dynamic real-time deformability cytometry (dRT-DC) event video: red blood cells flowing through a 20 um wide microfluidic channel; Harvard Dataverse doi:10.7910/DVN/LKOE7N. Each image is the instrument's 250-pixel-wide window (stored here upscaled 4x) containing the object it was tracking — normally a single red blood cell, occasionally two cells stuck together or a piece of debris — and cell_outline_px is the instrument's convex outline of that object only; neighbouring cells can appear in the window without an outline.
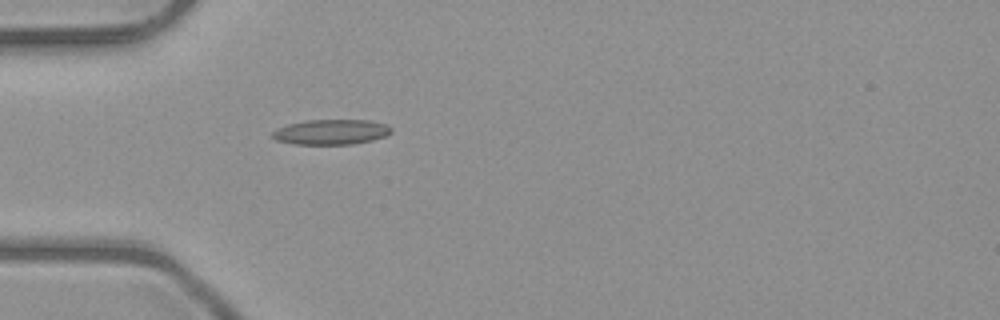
{"species": "common noctule bat (a hibernating species)", "species_latin": "Nyctalus noctula", "temperature_condition": "room temperature", "stored_images_in_passage": 37, "camera_frame_rate_fps": 3000, "um_per_image_px": 0.085, "animal": {"sex": "male", "body_mass_g": 23.1, "forearm_length_mm": 52.7}, "frame": {"image": 1, "passage_image": 1, "time_ms": 0.0, "image_size_px": [1000, 320], "cell_outline_px": [[392, 132], [384, 136], [372, 140], [352, 144], [292, 144], [276, 140], [272, 136], [272, 132], [276, 128], [288, 124], [308, 120], [368, 120], [388, 124], [392, 128]], "centroid_in_image_um": [28.15, 11.21], "position_along_channel_um": 56.9, "area_um2": 17.46}}
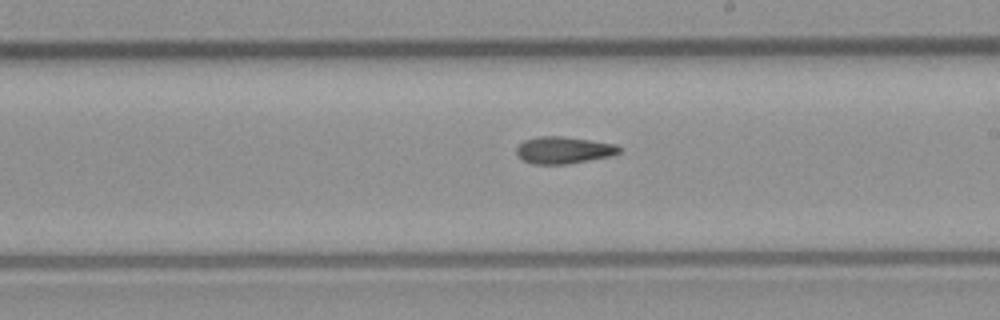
{"frame": {"image": 2, "passage_image": 15, "time_ms": 4.667, "image_size_px": [1000, 320], "cell_outline_px": [[624, 148], [620, 152], [612, 156], [564, 164], [532, 164], [516, 156], [516, 148], [524, 140], [540, 136], [560, 136], [616, 144]], "centroid_in_image_um": [47.91, 12.76], "position_along_channel_um": 241.1, "area_um2": 16.13}}
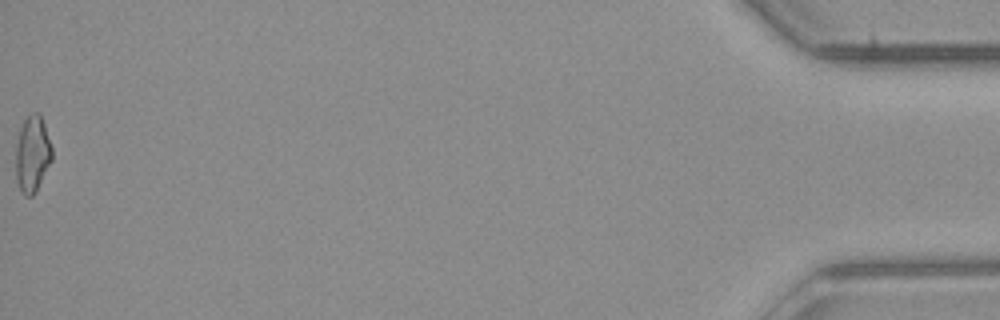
{"frame": {"image": 3, "passage_image": 37, "time_ms": 12.0, "image_size_px": [1000, 320], "cell_outline_px": [[52, 160], [36, 192], [32, 196], [24, 196], [20, 192], [16, 180], [16, 144], [20, 128], [24, 120], [32, 112], [40, 112], [52, 148]], "centroid_in_image_um": [2.75, 13.11], "position_along_channel_um": 432.5, "area_um2": 16.3}, "authors_computed_cell_mechanics": {"area_um2": 15.895, "velocity_mm_per_s": 4.0433, "shape_relaxation_time_tau1_ms": null, "shape_relaxation_time_tau2_ms": 7.1813, "deformation_change_tau1": null, "deformation_change_tau2": 0.1769}}